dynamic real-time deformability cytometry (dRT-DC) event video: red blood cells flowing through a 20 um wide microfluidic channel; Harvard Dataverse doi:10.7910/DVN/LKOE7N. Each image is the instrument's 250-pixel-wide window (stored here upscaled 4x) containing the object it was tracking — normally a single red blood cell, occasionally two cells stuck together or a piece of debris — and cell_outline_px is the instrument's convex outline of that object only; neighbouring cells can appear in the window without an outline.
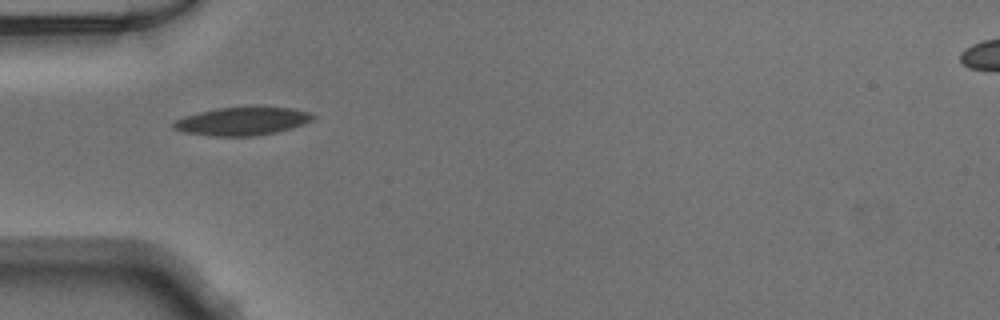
{"species": "Egyptian fruit bat (a non-hibernating species)", "species_latin": "Rousettus aegyptiacus", "temperature_condition": "warm", "stored_images_in_passage": 18, "camera_frame_rate_fps": 3000, "um_per_image_px": 0.085, "animal": {"sex": "male"}, "frame": {"image": 1, "passage_image": 1, "time_ms": 0.0, "image_size_px": [1000, 320], "cell_outline_px": [[316, 116], [312, 120], [304, 124], [276, 132], [256, 136], [212, 136], [184, 132], [172, 128], [172, 124], [176, 120], [184, 116], [216, 108], [292, 108], [308, 112]], "centroid_in_image_um": [20.57, 10.32], "position_along_channel_um": 64.4, "area_um2": 22.48}}
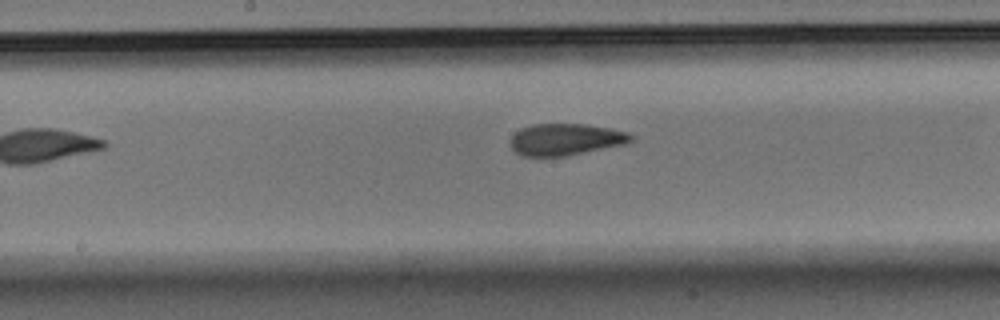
{"frame": {"image": 2, "passage_image": 8, "time_ms": 2.333, "image_size_px": [1000, 320], "cell_outline_px": [[632, 140], [624, 144], [564, 156], [524, 156], [516, 152], [512, 148], [512, 136], [520, 128], [532, 124], [588, 124], [612, 128], [628, 132], [632, 136]], "centroid_in_image_um": [48.08, 11.83], "position_along_channel_um": 200.1, "area_um2": 22.08}}
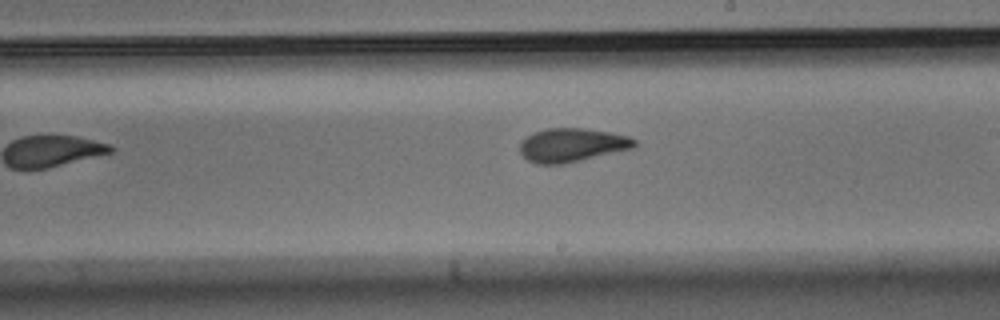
{"frame": {"image": 3, "passage_image": 11, "time_ms": 3.333, "image_size_px": [1000, 320], "cell_outline_px": [[640, 144], [636, 148], [564, 164], [536, 164], [528, 160], [520, 152], [520, 140], [532, 132], [548, 128], [584, 128], [608, 132], [628, 136], [636, 140]], "centroid_in_image_um": [48.64, 12.33], "position_along_channel_um": 240.4, "area_um2": 22.83}}